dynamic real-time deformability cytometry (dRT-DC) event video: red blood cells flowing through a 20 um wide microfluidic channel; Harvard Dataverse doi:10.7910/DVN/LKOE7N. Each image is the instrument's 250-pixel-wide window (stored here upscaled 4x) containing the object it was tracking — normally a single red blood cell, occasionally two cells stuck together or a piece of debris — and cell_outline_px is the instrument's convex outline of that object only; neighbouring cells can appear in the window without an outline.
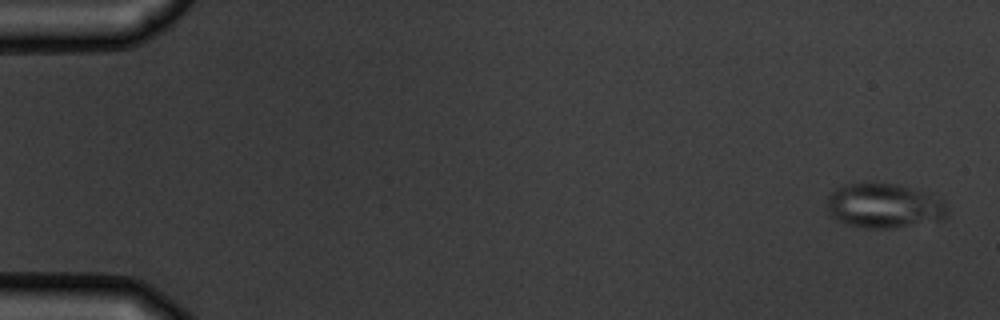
{"species": "common noctule bat (a hibernating species)", "species_latin": "Nyctalus noctula", "temperature_condition": "warm", "stored_images_in_passage": 6, "camera_frame_rate_fps": 3000, "um_per_image_px": 0.085, "animal": {"sex": "male", "body_mass_g": 19.5, "forearm_length_mm": 54.6}, "frame": {"image": 1, "passage_image": 1, "time_ms": 0.0, "image_size_px": [1000, 320], "cell_outline_px": [[948, 216], [940, 220], [896, 228], [864, 228], [844, 224], [836, 220], [832, 216], [828, 208], [828, 196], [840, 184], [868, 180], [896, 184], [932, 192], [944, 200], [948, 212]], "centroid_in_image_um": [75.17, 17.45], "position_along_channel_um": 9.8, "area_um2": 32.48}}